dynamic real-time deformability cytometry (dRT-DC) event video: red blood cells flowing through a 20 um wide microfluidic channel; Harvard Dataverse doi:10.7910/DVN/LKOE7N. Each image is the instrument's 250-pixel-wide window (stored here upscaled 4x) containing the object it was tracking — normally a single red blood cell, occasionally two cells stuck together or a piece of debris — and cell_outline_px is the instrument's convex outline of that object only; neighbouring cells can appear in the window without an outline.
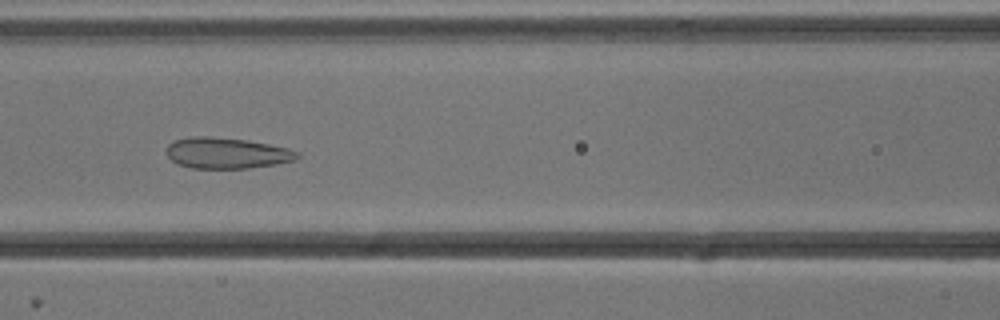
{"species": "common noctule bat (a hibernating species)", "species_latin": "Nyctalus noctula", "temperature_condition": "cold", "stored_images_in_passage": 53, "camera_frame_rate_fps": 3000, "um_per_image_px": 0.085, "animal": {"sex": "male", "body_mass_g": 13.3}, "frame": {"image": 1, "passage_image": 23, "time_ms": 7.333, "image_size_px": [1000, 320], "cell_outline_px": [[300, 156], [296, 160], [276, 164], [248, 168], [192, 168], [176, 164], [168, 156], [168, 144], [176, 140], [192, 136], [208, 136], [248, 140], [288, 148], [300, 152]], "centroid_in_image_um": [19.3, 13.01], "position_along_channel_um": 147.3, "area_um2": 23.58}}
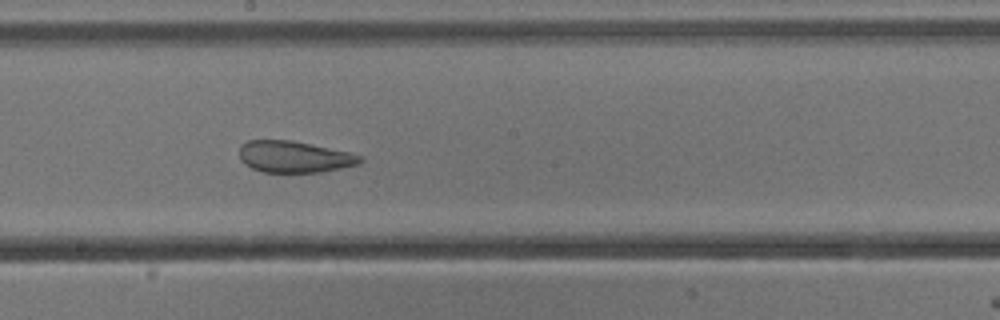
{"frame": {"image": 2, "passage_image": 29, "time_ms": 9.333, "image_size_px": [1000, 320], "cell_outline_px": [[364, 160], [360, 164], [320, 172], [264, 172], [252, 168], [244, 164], [240, 160], [240, 144], [248, 140], [292, 140], [348, 152], [364, 156]], "centroid_in_image_um": [25.01, 13.32], "position_along_channel_um": 223.2, "area_um2": 22.25}}
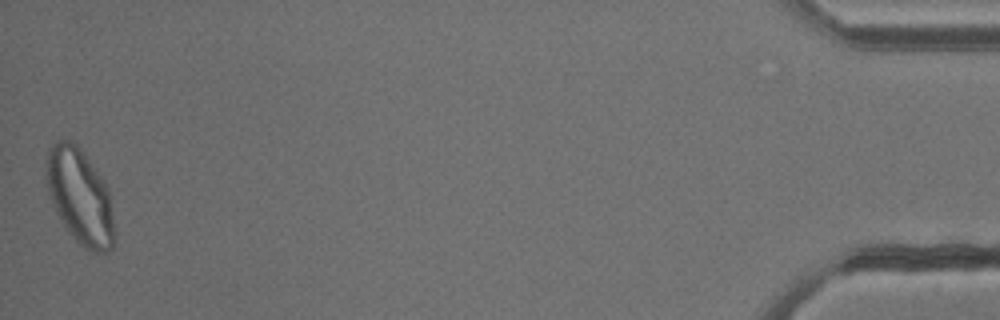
{"frame": {"image": 3, "passage_image": 53, "time_ms": 17.333, "image_size_px": [1000, 320], "cell_outline_px": [[116, 236], [112, 248], [108, 252], [88, 252], [68, 232], [56, 212], [52, 204], [48, 192], [44, 176], [44, 160], [48, 148], [56, 140], [68, 140], [76, 144], [80, 148], [104, 180], [108, 188]], "centroid_in_image_um": [6.76, 16.7], "position_along_channel_um": 428.4, "area_um2": 38.55}}